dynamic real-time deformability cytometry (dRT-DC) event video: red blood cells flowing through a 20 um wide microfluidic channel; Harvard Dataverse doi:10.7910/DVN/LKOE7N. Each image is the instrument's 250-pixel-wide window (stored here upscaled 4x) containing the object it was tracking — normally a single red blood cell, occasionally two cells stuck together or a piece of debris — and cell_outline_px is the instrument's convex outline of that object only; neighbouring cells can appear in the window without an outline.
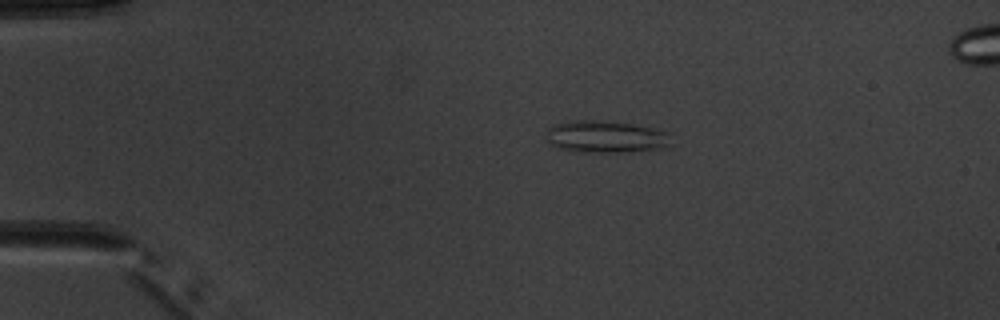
{"species": "common noctule bat (a hibernating species)", "species_latin": "Nyctalus noctula", "temperature_condition": "warm", "stored_images_in_passage": 4, "camera_frame_rate_fps": 3000, "um_per_image_px": 0.085, "animal": {"sex": "male", "body_mass_g": 20.1, "forearm_length_mm": 53.5}, "frame": {"image": 1, "passage_image": 1, "time_ms": 0.0, "image_size_px": [1000, 320], "cell_outline_px": [[668, 144], [664, 148], [624, 152], [580, 152], [556, 148], [548, 144], [544, 132], [552, 124], [568, 120], [608, 120], [656, 128], [668, 132]], "centroid_in_image_um": [51.38, 11.61], "position_along_channel_um": 33.6, "area_um2": 23.87}}
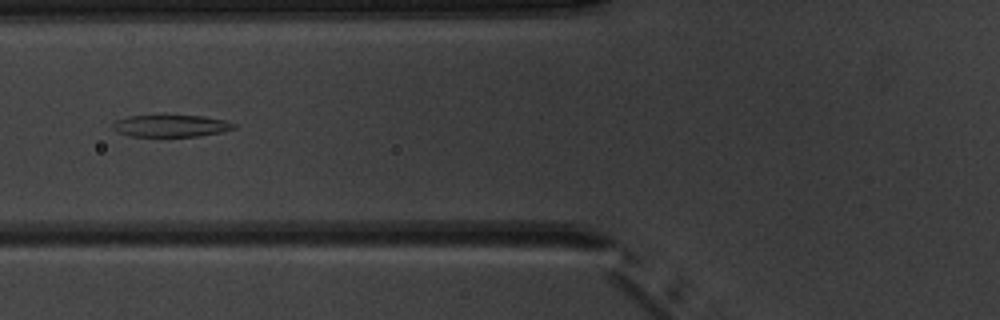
{"frame": {"image": 2, "passage_image": 4, "time_ms": 3.333, "image_size_px": [1000, 320], "cell_outline_px": [[236, 128], [220, 132], [200, 136], [128, 136], [116, 132], [112, 128], [112, 124], [116, 120], [128, 116], [204, 116], [224, 120], [236, 124]], "centroid_in_image_um": [14.5, 10.7], "position_along_channel_um": 111.3, "area_um2": 15.43}}